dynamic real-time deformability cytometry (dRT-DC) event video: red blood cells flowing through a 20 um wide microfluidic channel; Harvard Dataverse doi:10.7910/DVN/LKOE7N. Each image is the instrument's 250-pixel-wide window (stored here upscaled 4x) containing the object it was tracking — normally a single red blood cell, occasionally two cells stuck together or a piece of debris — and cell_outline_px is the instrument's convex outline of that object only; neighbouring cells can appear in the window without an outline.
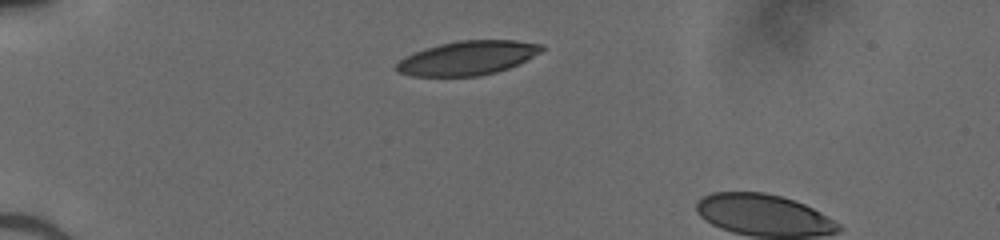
{"species": "human", "species_latin": "Homo sapiens", "temperature_condition": "cold", "stored_images_in_passage": 4, "camera_frame_rate_fps": 3000, "um_per_image_px": 0.085, "donor": {"sex": "male"}, "frame": {"image": 1, "passage_image": 1, "time_ms": 0.0, "image_size_px": [1000, 240], "cell_outline_px": [[544, 48], [540, 52], [520, 64], [496, 72], [480, 76], [412, 76], [396, 72], [396, 64], [404, 56], [412, 52], [424, 48], [440, 44], [460, 40], [516, 40], [544, 44]], "centroid_in_image_um": [39.74, 4.92], "position_along_channel_um": 45.3, "area_um2": 29.07}}